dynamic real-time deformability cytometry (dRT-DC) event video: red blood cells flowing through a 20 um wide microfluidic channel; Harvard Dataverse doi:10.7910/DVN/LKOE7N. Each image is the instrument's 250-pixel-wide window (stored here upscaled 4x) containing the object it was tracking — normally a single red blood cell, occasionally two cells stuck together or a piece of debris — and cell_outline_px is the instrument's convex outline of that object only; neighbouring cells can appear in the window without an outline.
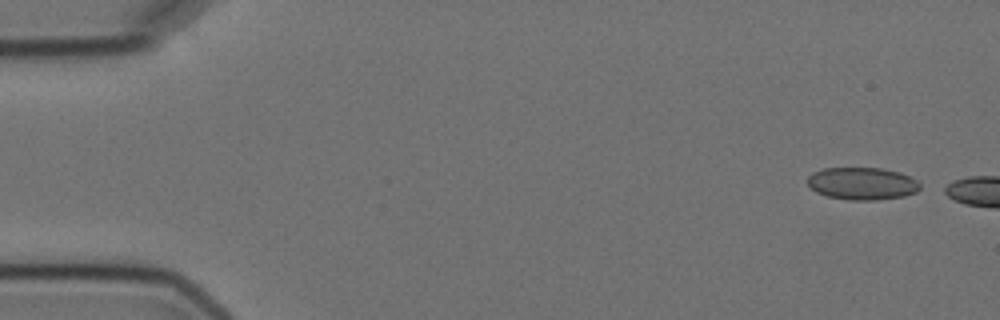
{"species": "Egyptian fruit bat (a non-hibernating species)", "species_latin": "Rousettus aegyptiacus", "temperature_condition": "cold", "stored_images_in_passage": 3, "camera_frame_rate_fps": 3000, "um_per_image_px": 0.085, "animal": {"sex": "female"}, "frame": {"image": 1, "passage_image": 1, "time_ms": 0.0, "image_size_px": [1000, 320], "cell_outline_px": [[920, 188], [916, 192], [904, 196], [876, 200], [848, 200], [828, 196], [816, 192], [808, 184], [808, 176], [812, 172], [824, 168], [880, 168], [900, 172], [916, 180], [920, 184]], "centroid_in_image_um": [73.28, 15.6], "position_along_channel_um": 11.7, "area_um2": 21.21}}